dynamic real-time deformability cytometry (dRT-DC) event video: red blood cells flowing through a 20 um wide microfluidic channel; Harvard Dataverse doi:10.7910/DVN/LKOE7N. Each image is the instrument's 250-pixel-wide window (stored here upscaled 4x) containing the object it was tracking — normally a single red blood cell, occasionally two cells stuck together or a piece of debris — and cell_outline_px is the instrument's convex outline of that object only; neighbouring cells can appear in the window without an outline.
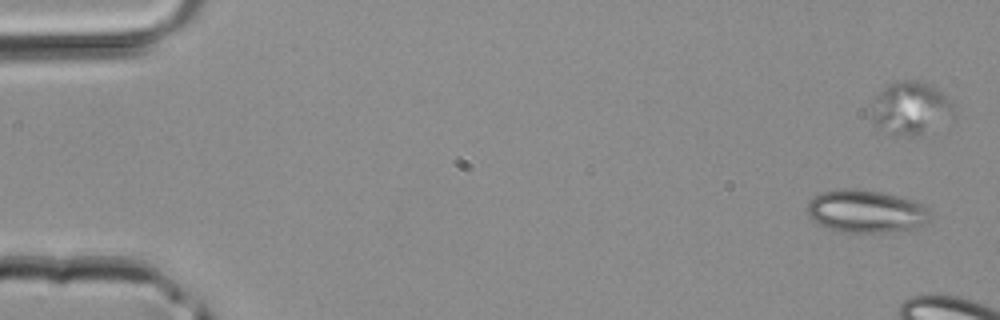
{"species": "common noctule bat (a hibernating species)", "species_latin": "Nyctalus noctula", "temperature_condition": "room temperature", "stored_images_in_passage": 9, "camera_frame_rate_fps": 3000, "um_per_image_px": 0.085, "animal": {"sex": "male", "body_mass_g": 20.4}, "frame": {"image": 1, "passage_image": 2, "time_ms": 0.333, "image_size_px": [1000, 320], "cell_outline_px": [[932, 216], [924, 224], [908, 228], [888, 232], [844, 232], [828, 228], [812, 220], [808, 216], [808, 200], [824, 192], [840, 188], [856, 188], [916, 200], [932, 208]], "centroid_in_image_um": [73.64, 17.95], "position_along_channel_um": 11.4, "area_um2": 30.58}}